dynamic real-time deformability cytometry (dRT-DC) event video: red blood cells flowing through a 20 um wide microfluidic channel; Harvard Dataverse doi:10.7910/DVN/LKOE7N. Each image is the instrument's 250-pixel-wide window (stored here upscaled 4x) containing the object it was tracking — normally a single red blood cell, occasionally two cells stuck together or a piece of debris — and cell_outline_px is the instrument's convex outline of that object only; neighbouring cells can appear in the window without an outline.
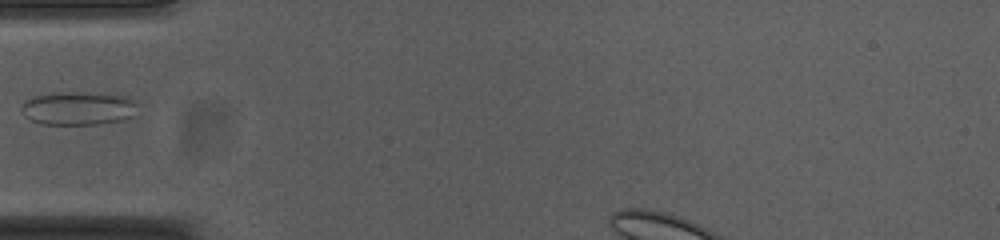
{"species": "common noctule bat (a hibernating species)", "species_latin": "Nyctalus noctula", "temperature_condition": "cold", "stored_images_in_passage": 33, "camera_frame_rate_fps": 3000, "um_per_image_px": 0.085, "animal": {"sex": "female", "body_mass_g": 23.0, "forearm_length_mm": 53.4}, "frame": {"image": 1, "passage_image": 1, "time_ms": 0.0, "image_size_px": [1000, 240], "cell_outline_px": [[136, 100], [132, 116], [124, 120], [100, 124], [40, 124], [24, 116], [20, 108], [32, 96], [60, 92], [108, 92], [128, 96]], "centroid_in_image_um": [6.68, 9.18], "position_along_channel_um": 78.3, "area_um2": 22.95}}
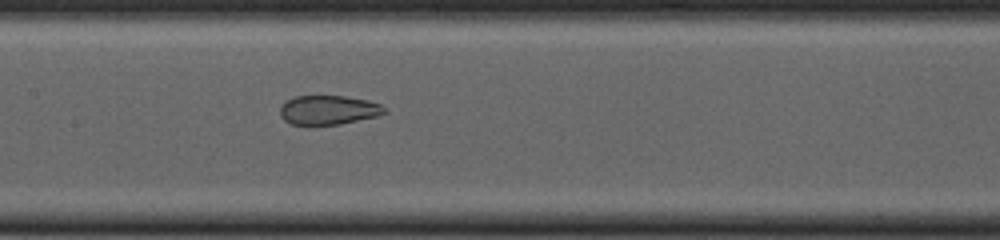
{"frame": {"image": 2, "passage_image": 9, "time_ms": 2.667, "image_size_px": [1000, 240], "cell_outline_px": [[388, 112], [376, 116], [340, 124], [308, 128], [292, 124], [284, 120], [280, 116], [280, 108], [288, 100], [296, 96], [344, 96], [368, 100], [380, 104]], "centroid_in_image_um": [27.88, 9.39], "position_along_channel_um": 179.5, "area_um2": 18.21}}
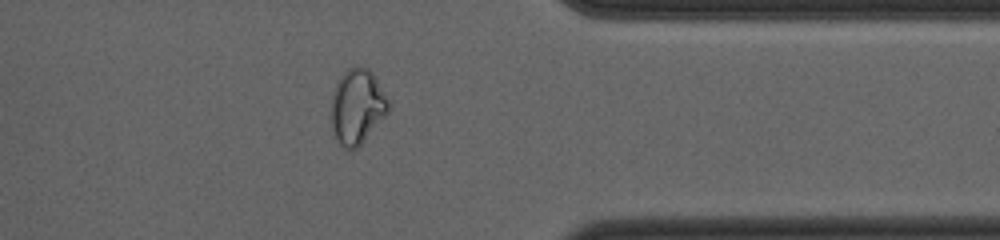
{"frame": {"image": 3, "passage_image": 26, "time_ms": 8.333, "image_size_px": [1000, 240], "cell_outline_px": [[388, 112], [360, 144], [352, 152], [348, 152], [340, 144], [332, 128], [332, 96], [336, 84], [340, 76], [348, 68], [368, 68], [372, 72], [388, 100]], "centroid_in_image_um": [30.34, 9.08], "position_along_channel_um": 381.1, "area_um2": 24.39}}